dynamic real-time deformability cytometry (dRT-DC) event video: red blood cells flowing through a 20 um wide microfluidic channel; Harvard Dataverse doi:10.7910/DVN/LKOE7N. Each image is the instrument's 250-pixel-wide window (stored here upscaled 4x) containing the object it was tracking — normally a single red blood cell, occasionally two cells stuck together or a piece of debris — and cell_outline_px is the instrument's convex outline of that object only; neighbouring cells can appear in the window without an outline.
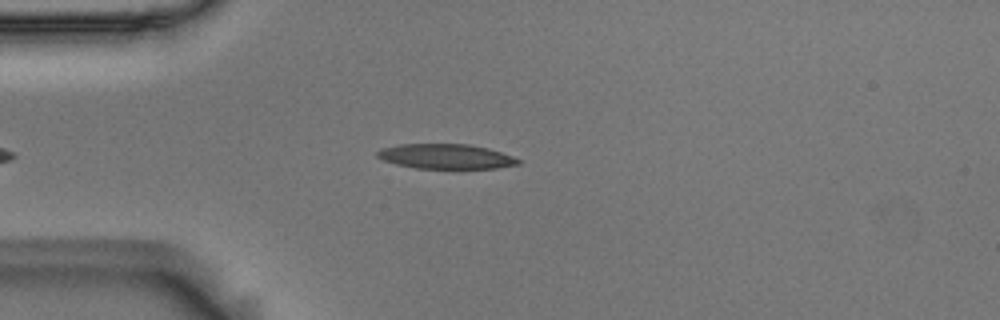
{"species": "Egyptian fruit bat (a non-hibernating species)", "species_latin": "Rousettus aegyptiacus", "temperature_condition": "room temperature", "stored_images_in_passage": 36, "camera_frame_rate_fps": 3000, "um_per_image_px": 0.085, "animal": {"sex": "male"}, "frame": {"image": 1, "passage_image": 4, "time_ms": 1.0, "image_size_px": [1000, 320], "cell_outline_px": [[520, 164], [496, 168], [416, 168], [396, 164], [384, 160], [376, 156], [376, 152], [380, 148], [400, 144], [468, 144], [488, 148], [512, 156], [520, 160]], "centroid_in_image_um": [37.87, 13.29], "position_along_channel_um": 47.1, "area_um2": 20.29}}
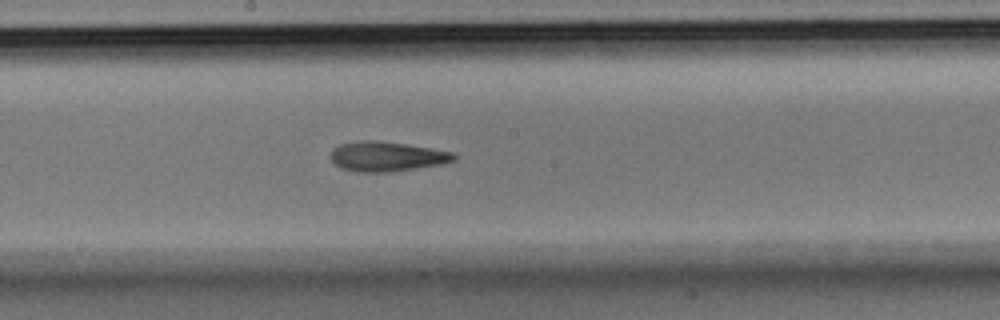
{"frame": {"image": 2, "passage_image": 19, "time_ms": 6.0, "image_size_px": [1000, 320], "cell_outline_px": [[456, 160], [440, 164], [416, 168], [388, 172], [356, 172], [340, 168], [332, 160], [332, 148], [340, 144], [360, 140], [380, 140], [432, 148], [456, 152]], "centroid_in_image_um": [32.89, 13.29], "position_along_channel_um": 215.3, "area_um2": 21.5}}
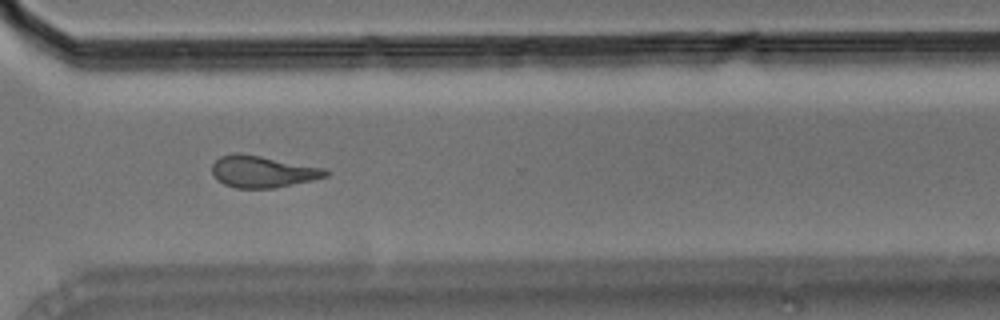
{"frame": {"image": 3, "passage_image": 30, "time_ms": 9.667, "image_size_px": [1000, 320], "cell_outline_px": [[328, 176], [312, 180], [276, 188], [236, 188], [224, 184], [212, 176], [212, 164], [220, 156], [232, 152], [240, 152], [324, 168], [328, 172]], "centroid_in_image_um": [22.27, 14.58], "position_along_channel_um": 348.3, "area_um2": 21.1}, "authors_computed_cell_mechanics": {"area_um2": 20.7791, "velocity_mm_per_s": 3.6358, "shape_relaxation_time_tau1_ms": null, "shape_relaxation_time_tau2_ms": 5.0461, "deformation_change_tau1": null, "deformation_change_tau2": 0.1615}}